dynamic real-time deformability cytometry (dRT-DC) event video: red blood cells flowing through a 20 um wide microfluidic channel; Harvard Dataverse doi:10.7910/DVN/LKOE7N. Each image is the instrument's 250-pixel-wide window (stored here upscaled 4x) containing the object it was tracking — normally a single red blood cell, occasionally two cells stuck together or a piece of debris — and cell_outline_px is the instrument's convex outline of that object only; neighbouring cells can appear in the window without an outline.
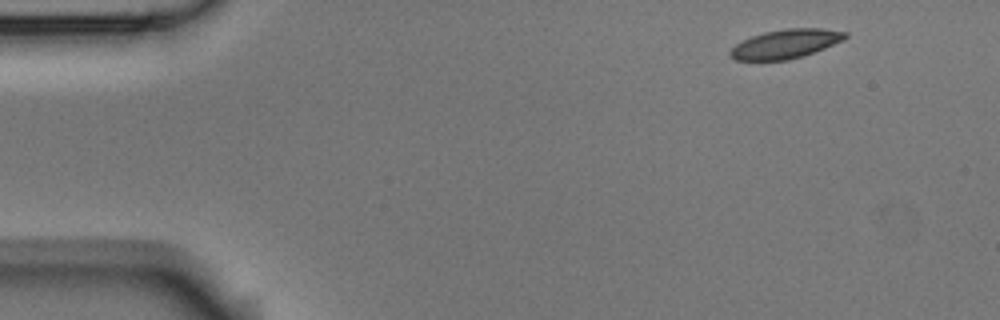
{"species": "Egyptian fruit bat (a non-hibernating species)", "species_latin": "Rousettus aegyptiacus", "temperature_condition": "room temperature", "stored_images_in_passage": 4, "camera_frame_rate_fps": 3000, "um_per_image_px": 0.085, "animal": {"sex": "male"}, "frame": {"image": 1, "passage_image": 1, "time_ms": 0.0, "image_size_px": [1000, 320], "cell_outline_px": [[848, 36], [844, 40], [824, 48], [788, 60], [736, 60], [728, 52], [736, 44], [752, 36], [764, 32], [788, 28], [820, 28], [848, 32]], "centroid_in_image_um": [66.8, 3.72], "position_along_channel_um": 18.2, "area_um2": 19.19}}
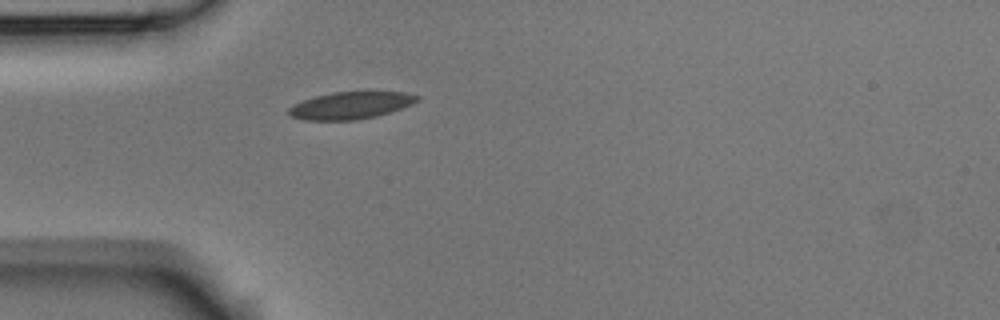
{"frame": {"image": 2, "passage_image": 4, "time_ms": 1.0, "image_size_px": [1000, 320], "cell_outline_px": [[420, 100], [412, 104], [376, 116], [356, 120], [304, 120], [288, 116], [288, 108], [304, 100], [316, 96], [332, 92], [404, 92], [420, 96]], "centroid_in_image_um": [29.79, 8.96], "position_along_channel_um": 55.2, "area_um2": 20.17}}